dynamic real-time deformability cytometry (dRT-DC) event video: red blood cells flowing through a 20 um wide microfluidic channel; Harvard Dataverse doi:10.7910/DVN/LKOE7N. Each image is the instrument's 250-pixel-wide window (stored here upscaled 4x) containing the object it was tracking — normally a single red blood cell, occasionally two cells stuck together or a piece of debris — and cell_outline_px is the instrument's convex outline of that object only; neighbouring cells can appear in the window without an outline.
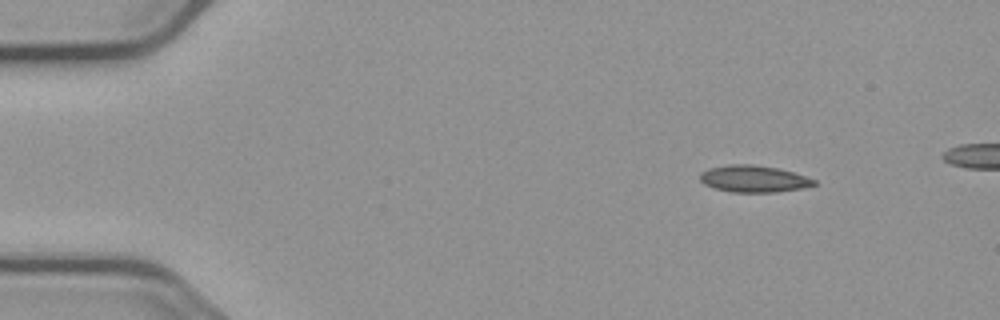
{"species": "common noctule bat (a hibernating species)", "species_latin": "Nyctalus noctula", "temperature_condition": "cold", "stored_images_in_passage": 5, "camera_frame_rate_fps": 3000, "um_per_image_px": 0.085, "animal": {"sex": "male", "body_mass_g": 23.1, "forearm_length_mm": 52.7}, "frame": {"image": 1, "passage_image": 1, "time_ms": 0.0, "image_size_px": [1000, 320], "cell_outline_px": [[816, 184], [800, 188], [776, 192], [732, 192], [716, 188], [704, 184], [700, 180], [700, 172], [708, 168], [732, 164], [748, 164], [776, 168], [792, 172], [816, 180]], "centroid_in_image_um": [64.02, 15.2], "position_along_channel_um": 21.0, "area_um2": 17.51}}